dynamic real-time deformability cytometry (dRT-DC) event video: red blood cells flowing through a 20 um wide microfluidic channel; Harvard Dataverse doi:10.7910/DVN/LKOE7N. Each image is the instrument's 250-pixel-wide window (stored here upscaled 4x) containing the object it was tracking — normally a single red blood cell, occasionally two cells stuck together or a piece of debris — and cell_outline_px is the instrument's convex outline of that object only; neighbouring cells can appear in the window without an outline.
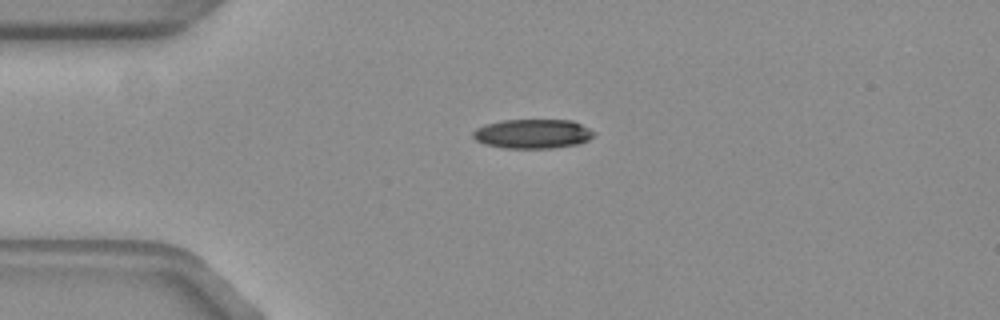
{"species": "common noctule bat (a hibernating species)", "species_latin": "Nyctalus noctula", "temperature_condition": "warm", "stored_images_in_passage": 43, "camera_frame_rate_fps": 3000, "um_per_image_px": 0.085, "animal": {"sex": "female", "body_mass_g": 19.3, "forearm_length_mm": 54.1}, "frame": {"image": 1, "passage_image": 1, "time_ms": 0.0, "image_size_px": [1000, 320], "cell_outline_px": [[596, 132], [588, 140], [576, 144], [552, 148], [504, 148], [484, 144], [476, 140], [472, 136], [472, 132], [476, 128], [484, 124], [500, 120], [572, 120]], "centroid_in_image_um": [45.23, 11.37], "position_along_channel_um": 39.8, "area_um2": 20.69}}
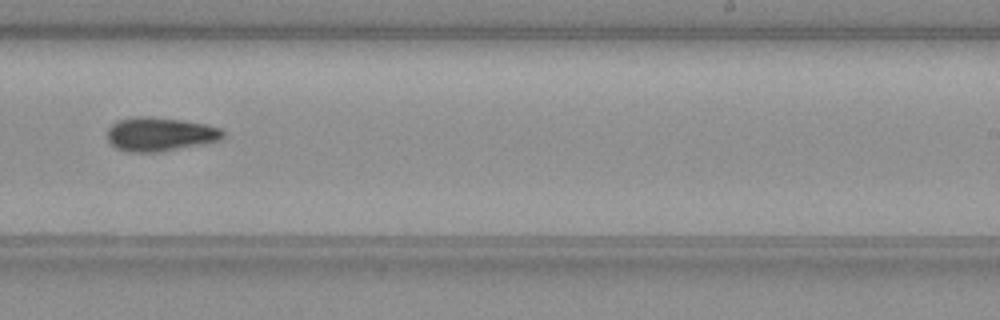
{"frame": {"image": 2, "passage_image": 22, "time_ms": 7.0, "image_size_px": [1000, 320], "cell_outline_px": [[224, 136], [220, 140], [204, 144], [160, 152], [128, 152], [116, 148], [108, 140], [108, 128], [116, 120], [136, 116], [152, 116], [208, 124], [220, 128], [224, 132]], "centroid_in_image_um": [13.6, 11.4], "position_along_channel_um": 275.4, "area_um2": 23.06}}
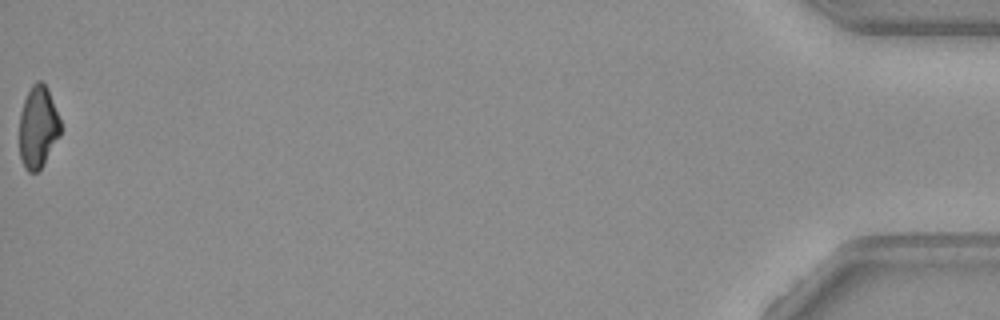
{"frame": {"image": 3, "passage_image": 43, "time_ms": 14.0, "image_size_px": [1000, 320], "cell_outline_px": [[60, 136], [44, 164], [36, 172], [28, 172], [24, 168], [20, 156], [20, 112], [24, 100], [32, 84], [36, 80], [40, 80], [48, 88], [60, 120]], "centroid_in_image_um": [3.23, 10.8], "position_along_channel_um": 432.0, "area_um2": 19.65}, "authors_computed_cell_mechanics": {"area_um2": 21.964, "velocity_mm_per_s": 3.7624, "shape_relaxation_time_tau1_ms": 5.5093, "shape_relaxation_time_tau2_ms": 10.4741, "deformation_change_tau1": 0.1817, "deformation_change_tau2": 0.1956}}